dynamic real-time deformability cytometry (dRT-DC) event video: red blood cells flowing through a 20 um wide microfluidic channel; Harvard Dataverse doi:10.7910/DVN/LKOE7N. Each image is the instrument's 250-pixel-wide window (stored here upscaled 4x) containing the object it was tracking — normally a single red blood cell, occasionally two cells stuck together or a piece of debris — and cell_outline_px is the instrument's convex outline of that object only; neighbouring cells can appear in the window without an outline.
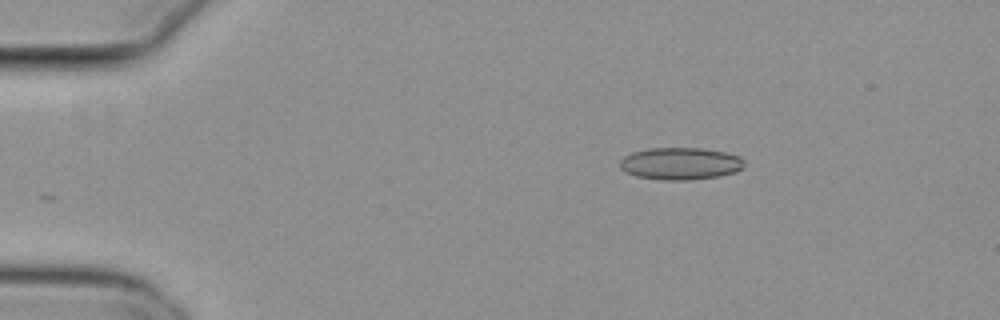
{"species": "common noctule bat (a hibernating species)", "species_latin": "Nyctalus noctula", "temperature_condition": "cold", "stored_images_in_passage": 46, "camera_frame_rate_fps": 3000, "um_per_image_px": 0.085, "animal": {"sex": "female", "body_mass_g": 29.2, "forearm_length_mm": 56.3}, "frame": {"image": 1, "passage_image": 1, "time_ms": 0.0, "image_size_px": [1000, 320], "cell_outline_px": [[744, 168], [736, 172], [720, 176], [688, 180], [664, 180], [636, 176], [620, 168], [620, 160], [624, 156], [632, 152], [648, 148], [704, 148], [724, 152], [740, 156], [744, 160]], "centroid_in_image_um": [57.86, 13.9], "position_along_channel_um": 27.1, "area_um2": 23.47}}
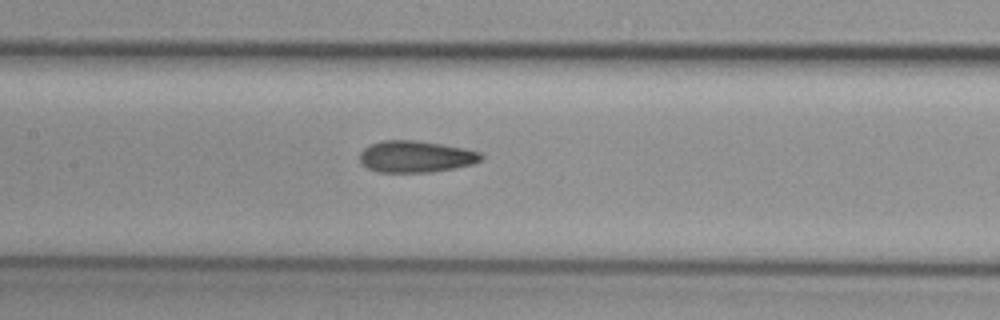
{"frame": {"image": 2, "passage_image": 18, "time_ms": 5.667, "image_size_px": [1000, 320], "cell_outline_px": [[484, 156], [480, 160], [472, 164], [452, 168], [428, 172], [380, 172], [368, 168], [360, 164], [360, 152], [364, 148], [380, 140], [416, 140], [464, 148], [480, 152]], "centroid_in_image_um": [35.31, 13.3], "position_along_channel_um": 172.1, "area_um2": 22.25}}
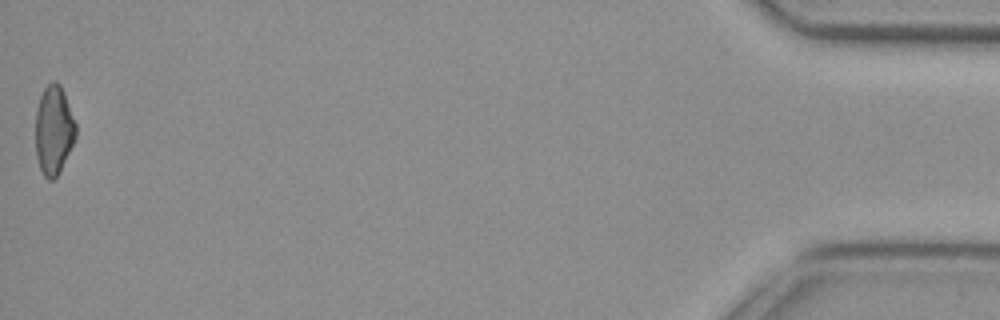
{"frame": {"image": 3, "passage_image": 46, "time_ms": 15.0, "image_size_px": [1000, 320], "cell_outline_px": [[76, 136], [60, 172], [52, 180], [48, 180], [44, 176], [40, 168], [36, 156], [36, 108], [40, 96], [44, 88], [52, 80], [56, 80], [60, 84], [64, 92], [76, 124]], "centroid_in_image_um": [4.56, 11.04], "position_along_channel_um": 430.6, "area_um2": 20.92}, "authors_computed_cell_mechanics": {"area_um2": 22.0218, "velocity_mm_per_s": 3.8151, "shape_relaxation_time_tau1_ms": null, "shape_relaxation_time_tau2_ms": 2.2965, "deformation_change_tau1": null, "deformation_change_tau2": 0.0916}}